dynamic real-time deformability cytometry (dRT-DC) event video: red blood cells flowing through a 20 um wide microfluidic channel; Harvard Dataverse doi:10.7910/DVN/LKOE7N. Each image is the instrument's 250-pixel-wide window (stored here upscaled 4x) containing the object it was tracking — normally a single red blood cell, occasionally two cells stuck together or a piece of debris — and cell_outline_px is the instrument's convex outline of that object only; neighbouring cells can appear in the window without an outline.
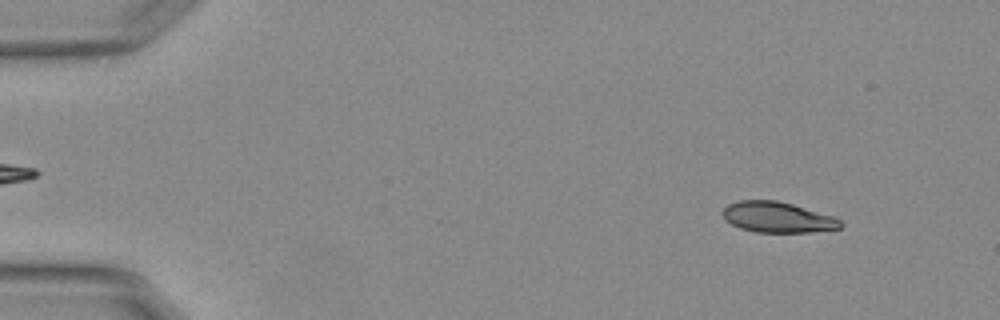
{"species": "Egyptian fruit bat (a non-hibernating species)", "species_latin": "Rousettus aegyptiacus", "temperature_condition": "warm", "stored_images_in_passage": 17, "camera_frame_rate_fps": 3000, "um_per_image_px": 0.085, "animal": {"sex": "female"}, "frame": {"image": 1, "passage_image": 5, "time_ms": 1.333, "image_size_px": [1000, 320], "cell_outline_px": [[844, 224], [840, 228], [808, 232], [756, 232], [740, 228], [724, 220], [720, 212], [728, 204], [740, 200], [776, 200], [792, 204], [832, 216], [840, 220]], "centroid_in_image_um": [66.04, 18.46], "position_along_channel_um": 19.0, "area_um2": 20.98}}
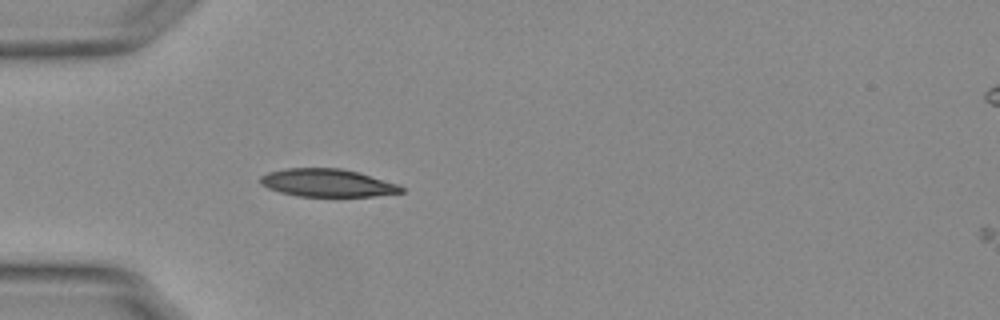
{"frame": {"image": 2, "passage_image": 16, "time_ms": 5.0, "image_size_px": [1000, 320], "cell_outline_px": [[404, 192], [372, 196], [300, 196], [280, 192], [268, 188], [260, 184], [260, 176], [268, 172], [284, 168], [340, 168], [356, 172], [400, 184], [404, 188]], "centroid_in_image_um": [27.81, 15.54], "position_along_channel_um": 57.2, "area_um2": 22.77}}